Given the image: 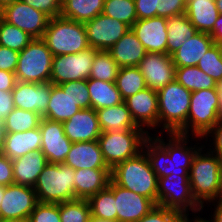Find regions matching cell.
Masks as SVG:
<instances>
[{"mask_svg":"<svg viewBox=\"0 0 222 222\" xmlns=\"http://www.w3.org/2000/svg\"><path fill=\"white\" fill-rule=\"evenodd\" d=\"M14 183L12 160L0 153V185L8 186Z\"/></svg>","mask_w":222,"mask_h":222,"instance_id":"cell-51","label":"cell"},{"mask_svg":"<svg viewBox=\"0 0 222 222\" xmlns=\"http://www.w3.org/2000/svg\"><path fill=\"white\" fill-rule=\"evenodd\" d=\"M47 164L48 160L41 149L12 160L14 183L33 188Z\"/></svg>","mask_w":222,"mask_h":222,"instance_id":"cell-23","label":"cell"},{"mask_svg":"<svg viewBox=\"0 0 222 222\" xmlns=\"http://www.w3.org/2000/svg\"><path fill=\"white\" fill-rule=\"evenodd\" d=\"M215 0H187L185 15L198 32L209 33L219 17Z\"/></svg>","mask_w":222,"mask_h":222,"instance_id":"cell-28","label":"cell"},{"mask_svg":"<svg viewBox=\"0 0 222 222\" xmlns=\"http://www.w3.org/2000/svg\"><path fill=\"white\" fill-rule=\"evenodd\" d=\"M52 83H29L17 81L12 96L15 108L38 113L43 117L47 112Z\"/></svg>","mask_w":222,"mask_h":222,"instance_id":"cell-19","label":"cell"},{"mask_svg":"<svg viewBox=\"0 0 222 222\" xmlns=\"http://www.w3.org/2000/svg\"><path fill=\"white\" fill-rule=\"evenodd\" d=\"M198 33L185 13L167 19V54L175 53L187 39Z\"/></svg>","mask_w":222,"mask_h":222,"instance_id":"cell-31","label":"cell"},{"mask_svg":"<svg viewBox=\"0 0 222 222\" xmlns=\"http://www.w3.org/2000/svg\"><path fill=\"white\" fill-rule=\"evenodd\" d=\"M202 147L189 170V182L195 200L204 208L205 202L222 198V159ZM206 151V153L204 152Z\"/></svg>","mask_w":222,"mask_h":222,"instance_id":"cell-2","label":"cell"},{"mask_svg":"<svg viewBox=\"0 0 222 222\" xmlns=\"http://www.w3.org/2000/svg\"><path fill=\"white\" fill-rule=\"evenodd\" d=\"M38 203L36 192L32 187L15 183L5 186L0 203V222L29 218Z\"/></svg>","mask_w":222,"mask_h":222,"instance_id":"cell-12","label":"cell"},{"mask_svg":"<svg viewBox=\"0 0 222 222\" xmlns=\"http://www.w3.org/2000/svg\"><path fill=\"white\" fill-rule=\"evenodd\" d=\"M79 110H81V108L67 92H63L58 85L52 84L47 112L43 118L63 123Z\"/></svg>","mask_w":222,"mask_h":222,"instance_id":"cell-30","label":"cell"},{"mask_svg":"<svg viewBox=\"0 0 222 222\" xmlns=\"http://www.w3.org/2000/svg\"><path fill=\"white\" fill-rule=\"evenodd\" d=\"M38 11L46 14L50 19L61 15L62 0H22Z\"/></svg>","mask_w":222,"mask_h":222,"instance_id":"cell-46","label":"cell"},{"mask_svg":"<svg viewBox=\"0 0 222 222\" xmlns=\"http://www.w3.org/2000/svg\"><path fill=\"white\" fill-rule=\"evenodd\" d=\"M52 52L42 38H34L20 53L15 71L17 81L45 83L50 81Z\"/></svg>","mask_w":222,"mask_h":222,"instance_id":"cell-9","label":"cell"},{"mask_svg":"<svg viewBox=\"0 0 222 222\" xmlns=\"http://www.w3.org/2000/svg\"><path fill=\"white\" fill-rule=\"evenodd\" d=\"M109 52L119 68L137 67L147 53L131 29L110 48Z\"/></svg>","mask_w":222,"mask_h":222,"instance_id":"cell-26","label":"cell"},{"mask_svg":"<svg viewBox=\"0 0 222 222\" xmlns=\"http://www.w3.org/2000/svg\"><path fill=\"white\" fill-rule=\"evenodd\" d=\"M216 89L218 92V115L220 120H222V80L218 81L216 84Z\"/></svg>","mask_w":222,"mask_h":222,"instance_id":"cell-56","label":"cell"},{"mask_svg":"<svg viewBox=\"0 0 222 222\" xmlns=\"http://www.w3.org/2000/svg\"><path fill=\"white\" fill-rule=\"evenodd\" d=\"M108 188L114 193L117 222H138L156 206L151 199L117 185L112 179Z\"/></svg>","mask_w":222,"mask_h":222,"instance_id":"cell-15","label":"cell"},{"mask_svg":"<svg viewBox=\"0 0 222 222\" xmlns=\"http://www.w3.org/2000/svg\"><path fill=\"white\" fill-rule=\"evenodd\" d=\"M218 99L217 89L192 92L186 124L177 133L192 135L191 139L193 140L195 137L196 139L198 138L197 140H203L205 135L220 120L218 115Z\"/></svg>","mask_w":222,"mask_h":222,"instance_id":"cell-7","label":"cell"},{"mask_svg":"<svg viewBox=\"0 0 222 222\" xmlns=\"http://www.w3.org/2000/svg\"><path fill=\"white\" fill-rule=\"evenodd\" d=\"M137 19H146L157 16L159 0H134Z\"/></svg>","mask_w":222,"mask_h":222,"instance_id":"cell-49","label":"cell"},{"mask_svg":"<svg viewBox=\"0 0 222 222\" xmlns=\"http://www.w3.org/2000/svg\"><path fill=\"white\" fill-rule=\"evenodd\" d=\"M39 128L41 131V151L48 163H64L72 142L66 137L63 124L42 117Z\"/></svg>","mask_w":222,"mask_h":222,"instance_id":"cell-17","label":"cell"},{"mask_svg":"<svg viewBox=\"0 0 222 222\" xmlns=\"http://www.w3.org/2000/svg\"><path fill=\"white\" fill-rule=\"evenodd\" d=\"M29 219L31 222H61L59 204L39 202Z\"/></svg>","mask_w":222,"mask_h":222,"instance_id":"cell-44","label":"cell"},{"mask_svg":"<svg viewBox=\"0 0 222 222\" xmlns=\"http://www.w3.org/2000/svg\"><path fill=\"white\" fill-rule=\"evenodd\" d=\"M175 80L191 92L216 89V82L197 66L176 67Z\"/></svg>","mask_w":222,"mask_h":222,"instance_id":"cell-34","label":"cell"},{"mask_svg":"<svg viewBox=\"0 0 222 222\" xmlns=\"http://www.w3.org/2000/svg\"><path fill=\"white\" fill-rule=\"evenodd\" d=\"M40 149L41 131L39 127L24 132L5 133L2 154L10 160Z\"/></svg>","mask_w":222,"mask_h":222,"instance_id":"cell-27","label":"cell"},{"mask_svg":"<svg viewBox=\"0 0 222 222\" xmlns=\"http://www.w3.org/2000/svg\"><path fill=\"white\" fill-rule=\"evenodd\" d=\"M19 53L18 51L0 45V70L15 73Z\"/></svg>","mask_w":222,"mask_h":222,"instance_id":"cell-48","label":"cell"},{"mask_svg":"<svg viewBox=\"0 0 222 222\" xmlns=\"http://www.w3.org/2000/svg\"><path fill=\"white\" fill-rule=\"evenodd\" d=\"M183 222H211V221L210 219L207 220L205 217L204 218L200 217V215L199 217L195 216L194 219L193 218L189 219V215H184Z\"/></svg>","mask_w":222,"mask_h":222,"instance_id":"cell-58","label":"cell"},{"mask_svg":"<svg viewBox=\"0 0 222 222\" xmlns=\"http://www.w3.org/2000/svg\"><path fill=\"white\" fill-rule=\"evenodd\" d=\"M64 133L72 142H89L98 140L101 135L96 110L83 108L63 122Z\"/></svg>","mask_w":222,"mask_h":222,"instance_id":"cell-21","label":"cell"},{"mask_svg":"<svg viewBox=\"0 0 222 222\" xmlns=\"http://www.w3.org/2000/svg\"><path fill=\"white\" fill-rule=\"evenodd\" d=\"M208 136L212 137L211 145L208 144L209 147L212 145V149L209 148L212 153L217 154L222 159V120H219L214 127L205 135V140L207 144ZM214 138V139H213Z\"/></svg>","mask_w":222,"mask_h":222,"instance_id":"cell-50","label":"cell"},{"mask_svg":"<svg viewBox=\"0 0 222 222\" xmlns=\"http://www.w3.org/2000/svg\"><path fill=\"white\" fill-rule=\"evenodd\" d=\"M119 66L109 51L98 50L92 64L89 79L115 82Z\"/></svg>","mask_w":222,"mask_h":222,"instance_id":"cell-38","label":"cell"},{"mask_svg":"<svg viewBox=\"0 0 222 222\" xmlns=\"http://www.w3.org/2000/svg\"><path fill=\"white\" fill-rule=\"evenodd\" d=\"M111 179L119 186L151 199L157 205L158 178L150 168L145 151L142 149L111 170Z\"/></svg>","mask_w":222,"mask_h":222,"instance_id":"cell-3","label":"cell"},{"mask_svg":"<svg viewBox=\"0 0 222 222\" xmlns=\"http://www.w3.org/2000/svg\"><path fill=\"white\" fill-rule=\"evenodd\" d=\"M16 1H19V0H0V10L3 9L7 5L13 4Z\"/></svg>","mask_w":222,"mask_h":222,"instance_id":"cell-59","label":"cell"},{"mask_svg":"<svg viewBox=\"0 0 222 222\" xmlns=\"http://www.w3.org/2000/svg\"><path fill=\"white\" fill-rule=\"evenodd\" d=\"M101 132L142 129L138 127L124 102L96 110Z\"/></svg>","mask_w":222,"mask_h":222,"instance_id":"cell-29","label":"cell"},{"mask_svg":"<svg viewBox=\"0 0 222 222\" xmlns=\"http://www.w3.org/2000/svg\"><path fill=\"white\" fill-rule=\"evenodd\" d=\"M184 215L176 210L155 206L148 214L138 222H183Z\"/></svg>","mask_w":222,"mask_h":222,"instance_id":"cell-45","label":"cell"},{"mask_svg":"<svg viewBox=\"0 0 222 222\" xmlns=\"http://www.w3.org/2000/svg\"><path fill=\"white\" fill-rule=\"evenodd\" d=\"M208 33L198 32L171 55L175 67H193L203 58L204 54L214 45Z\"/></svg>","mask_w":222,"mask_h":222,"instance_id":"cell-25","label":"cell"},{"mask_svg":"<svg viewBox=\"0 0 222 222\" xmlns=\"http://www.w3.org/2000/svg\"><path fill=\"white\" fill-rule=\"evenodd\" d=\"M0 17L7 23L25 31L33 38L43 37L50 19L46 14L36 10L22 0L1 9Z\"/></svg>","mask_w":222,"mask_h":222,"instance_id":"cell-13","label":"cell"},{"mask_svg":"<svg viewBox=\"0 0 222 222\" xmlns=\"http://www.w3.org/2000/svg\"><path fill=\"white\" fill-rule=\"evenodd\" d=\"M61 222H90L91 210L88 200L73 199L59 203Z\"/></svg>","mask_w":222,"mask_h":222,"instance_id":"cell-41","label":"cell"},{"mask_svg":"<svg viewBox=\"0 0 222 222\" xmlns=\"http://www.w3.org/2000/svg\"><path fill=\"white\" fill-rule=\"evenodd\" d=\"M167 19L160 16L138 19L130 27L147 52L167 54Z\"/></svg>","mask_w":222,"mask_h":222,"instance_id":"cell-20","label":"cell"},{"mask_svg":"<svg viewBox=\"0 0 222 222\" xmlns=\"http://www.w3.org/2000/svg\"><path fill=\"white\" fill-rule=\"evenodd\" d=\"M160 136L152 134L144 141L143 150L149 162L150 168L155 172L157 178H162L170 174L189 175L196 153L206 146L202 144L188 146L190 135L178 133H167V140L159 132ZM154 135L155 137H153ZM198 146V147H197Z\"/></svg>","mask_w":222,"mask_h":222,"instance_id":"cell-1","label":"cell"},{"mask_svg":"<svg viewBox=\"0 0 222 222\" xmlns=\"http://www.w3.org/2000/svg\"><path fill=\"white\" fill-rule=\"evenodd\" d=\"M97 51L89 47L76 54L53 56L50 82L60 85L68 81L88 80Z\"/></svg>","mask_w":222,"mask_h":222,"instance_id":"cell-11","label":"cell"},{"mask_svg":"<svg viewBox=\"0 0 222 222\" xmlns=\"http://www.w3.org/2000/svg\"><path fill=\"white\" fill-rule=\"evenodd\" d=\"M4 191H5V186L0 185V203H1L3 195H4Z\"/></svg>","mask_w":222,"mask_h":222,"instance_id":"cell-63","label":"cell"},{"mask_svg":"<svg viewBox=\"0 0 222 222\" xmlns=\"http://www.w3.org/2000/svg\"><path fill=\"white\" fill-rule=\"evenodd\" d=\"M105 0H62L61 17L85 23L103 12Z\"/></svg>","mask_w":222,"mask_h":222,"instance_id":"cell-32","label":"cell"},{"mask_svg":"<svg viewBox=\"0 0 222 222\" xmlns=\"http://www.w3.org/2000/svg\"><path fill=\"white\" fill-rule=\"evenodd\" d=\"M191 93L176 80L157 91L161 133H177L186 124Z\"/></svg>","mask_w":222,"mask_h":222,"instance_id":"cell-4","label":"cell"},{"mask_svg":"<svg viewBox=\"0 0 222 222\" xmlns=\"http://www.w3.org/2000/svg\"><path fill=\"white\" fill-rule=\"evenodd\" d=\"M187 0H159L157 16L172 17L185 13Z\"/></svg>","mask_w":222,"mask_h":222,"instance_id":"cell-47","label":"cell"},{"mask_svg":"<svg viewBox=\"0 0 222 222\" xmlns=\"http://www.w3.org/2000/svg\"><path fill=\"white\" fill-rule=\"evenodd\" d=\"M211 203H213L212 204L213 206H215V205L216 206L214 207L215 211L213 212V215L210 216L211 217L210 221L211 222H222V198H219L217 200H212L209 202V204L211 205Z\"/></svg>","mask_w":222,"mask_h":222,"instance_id":"cell-55","label":"cell"},{"mask_svg":"<svg viewBox=\"0 0 222 222\" xmlns=\"http://www.w3.org/2000/svg\"><path fill=\"white\" fill-rule=\"evenodd\" d=\"M92 218L117 221L114 193L107 187L88 199Z\"/></svg>","mask_w":222,"mask_h":222,"instance_id":"cell-36","label":"cell"},{"mask_svg":"<svg viewBox=\"0 0 222 222\" xmlns=\"http://www.w3.org/2000/svg\"><path fill=\"white\" fill-rule=\"evenodd\" d=\"M157 206L176 210L182 215H189L190 211L192 214H198L203 210V207L193 197L189 175L173 173L158 178Z\"/></svg>","mask_w":222,"mask_h":222,"instance_id":"cell-10","label":"cell"},{"mask_svg":"<svg viewBox=\"0 0 222 222\" xmlns=\"http://www.w3.org/2000/svg\"><path fill=\"white\" fill-rule=\"evenodd\" d=\"M219 13H222V0H215Z\"/></svg>","mask_w":222,"mask_h":222,"instance_id":"cell-61","label":"cell"},{"mask_svg":"<svg viewBox=\"0 0 222 222\" xmlns=\"http://www.w3.org/2000/svg\"><path fill=\"white\" fill-rule=\"evenodd\" d=\"M74 177L75 197L88 200L108 187L111 181V169H77Z\"/></svg>","mask_w":222,"mask_h":222,"instance_id":"cell-24","label":"cell"},{"mask_svg":"<svg viewBox=\"0 0 222 222\" xmlns=\"http://www.w3.org/2000/svg\"><path fill=\"white\" fill-rule=\"evenodd\" d=\"M84 25L89 46L104 51H109L130 30L127 24L103 13L85 22Z\"/></svg>","mask_w":222,"mask_h":222,"instance_id":"cell-14","label":"cell"},{"mask_svg":"<svg viewBox=\"0 0 222 222\" xmlns=\"http://www.w3.org/2000/svg\"><path fill=\"white\" fill-rule=\"evenodd\" d=\"M90 222H117V221H110V220H102V219L91 218Z\"/></svg>","mask_w":222,"mask_h":222,"instance_id":"cell-62","label":"cell"},{"mask_svg":"<svg viewBox=\"0 0 222 222\" xmlns=\"http://www.w3.org/2000/svg\"><path fill=\"white\" fill-rule=\"evenodd\" d=\"M197 67L216 83L222 80V45L214 44L198 62Z\"/></svg>","mask_w":222,"mask_h":222,"instance_id":"cell-42","label":"cell"},{"mask_svg":"<svg viewBox=\"0 0 222 222\" xmlns=\"http://www.w3.org/2000/svg\"><path fill=\"white\" fill-rule=\"evenodd\" d=\"M58 86L63 90V92H67V94L81 109L91 108L87 80L68 81Z\"/></svg>","mask_w":222,"mask_h":222,"instance_id":"cell-43","label":"cell"},{"mask_svg":"<svg viewBox=\"0 0 222 222\" xmlns=\"http://www.w3.org/2000/svg\"><path fill=\"white\" fill-rule=\"evenodd\" d=\"M5 222H31V221L29 218H21V219L9 220Z\"/></svg>","mask_w":222,"mask_h":222,"instance_id":"cell-60","label":"cell"},{"mask_svg":"<svg viewBox=\"0 0 222 222\" xmlns=\"http://www.w3.org/2000/svg\"><path fill=\"white\" fill-rule=\"evenodd\" d=\"M102 13L129 27L138 20L134 0H105Z\"/></svg>","mask_w":222,"mask_h":222,"instance_id":"cell-40","label":"cell"},{"mask_svg":"<svg viewBox=\"0 0 222 222\" xmlns=\"http://www.w3.org/2000/svg\"><path fill=\"white\" fill-rule=\"evenodd\" d=\"M75 170L63 163H48L33 189L40 203L59 204L75 197Z\"/></svg>","mask_w":222,"mask_h":222,"instance_id":"cell-6","label":"cell"},{"mask_svg":"<svg viewBox=\"0 0 222 222\" xmlns=\"http://www.w3.org/2000/svg\"><path fill=\"white\" fill-rule=\"evenodd\" d=\"M16 82L15 73L0 70V91H12Z\"/></svg>","mask_w":222,"mask_h":222,"instance_id":"cell-53","label":"cell"},{"mask_svg":"<svg viewBox=\"0 0 222 222\" xmlns=\"http://www.w3.org/2000/svg\"><path fill=\"white\" fill-rule=\"evenodd\" d=\"M87 87L90 94L91 108L94 110L112 107L123 102L115 82L88 79Z\"/></svg>","mask_w":222,"mask_h":222,"instance_id":"cell-33","label":"cell"},{"mask_svg":"<svg viewBox=\"0 0 222 222\" xmlns=\"http://www.w3.org/2000/svg\"><path fill=\"white\" fill-rule=\"evenodd\" d=\"M77 169H110L104 161L98 140L72 143L64 163Z\"/></svg>","mask_w":222,"mask_h":222,"instance_id":"cell-22","label":"cell"},{"mask_svg":"<svg viewBox=\"0 0 222 222\" xmlns=\"http://www.w3.org/2000/svg\"><path fill=\"white\" fill-rule=\"evenodd\" d=\"M149 136L143 129L101 132L98 142L105 163L112 170L117 164L136 156Z\"/></svg>","mask_w":222,"mask_h":222,"instance_id":"cell-8","label":"cell"},{"mask_svg":"<svg viewBox=\"0 0 222 222\" xmlns=\"http://www.w3.org/2000/svg\"><path fill=\"white\" fill-rule=\"evenodd\" d=\"M115 84L123 101L147 87L138 67L119 68Z\"/></svg>","mask_w":222,"mask_h":222,"instance_id":"cell-35","label":"cell"},{"mask_svg":"<svg viewBox=\"0 0 222 222\" xmlns=\"http://www.w3.org/2000/svg\"><path fill=\"white\" fill-rule=\"evenodd\" d=\"M14 108L12 91H0V120L4 121Z\"/></svg>","mask_w":222,"mask_h":222,"instance_id":"cell-52","label":"cell"},{"mask_svg":"<svg viewBox=\"0 0 222 222\" xmlns=\"http://www.w3.org/2000/svg\"><path fill=\"white\" fill-rule=\"evenodd\" d=\"M41 118L38 113L14 108L3 121L5 132L16 133L37 128Z\"/></svg>","mask_w":222,"mask_h":222,"instance_id":"cell-37","label":"cell"},{"mask_svg":"<svg viewBox=\"0 0 222 222\" xmlns=\"http://www.w3.org/2000/svg\"><path fill=\"white\" fill-rule=\"evenodd\" d=\"M128 107L135 124L148 132L158 129V94L148 87L123 101ZM146 127V128H144ZM148 129V130H147Z\"/></svg>","mask_w":222,"mask_h":222,"instance_id":"cell-18","label":"cell"},{"mask_svg":"<svg viewBox=\"0 0 222 222\" xmlns=\"http://www.w3.org/2000/svg\"><path fill=\"white\" fill-rule=\"evenodd\" d=\"M137 67L145 79L146 86L152 90L158 91L175 81L176 67L171 55L147 52Z\"/></svg>","mask_w":222,"mask_h":222,"instance_id":"cell-16","label":"cell"},{"mask_svg":"<svg viewBox=\"0 0 222 222\" xmlns=\"http://www.w3.org/2000/svg\"><path fill=\"white\" fill-rule=\"evenodd\" d=\"M5 133L4 123L0 120V153H2L3 150Z\"/></svg>","mask_w":222,"mask_h":222,"instance_id":"cell-57","label":"cell"},{"mask_svg":"<svg viewBox=\"0 0 222 222\" xmlns=\"http://www.w3.org/2000/svg\"><path fill=\"white\" fill-rule=\"evenodd\" d=\"M215 44L222 45V13L214 23L213 29L208 33Z\"/></svg>","mask_w":222,"mask_h":222,"instance_id":"cell-54","label":"cell"},{"mask_svg":"<svg viewBox=\"0 0 222 222\" xmlns=\"http://www.w3.org/2000/svg\"><path fill=\"white\" fill-rule=\"evenodd\" d=\"M34 38L0 17V45L21 52Z\"/></svg>","mask_w":222,"mask_h":222,"instance_id":"cell-39","label":"cell"},{"mask_svg":"<svg viewBox=\"0 0 222 222\" xmlns=\"http://www.w3.org/2000/svg\"><path fill=\"white\" fill-rule=\"evenodd\" d=\"M42 39L53 56L76 54L90 47L84 23L61 16L49 19Z\"/></svg>","mask_w":222,"mask_h":222,"instance_id":"cell-5","label":"cell"}]
</instances>
